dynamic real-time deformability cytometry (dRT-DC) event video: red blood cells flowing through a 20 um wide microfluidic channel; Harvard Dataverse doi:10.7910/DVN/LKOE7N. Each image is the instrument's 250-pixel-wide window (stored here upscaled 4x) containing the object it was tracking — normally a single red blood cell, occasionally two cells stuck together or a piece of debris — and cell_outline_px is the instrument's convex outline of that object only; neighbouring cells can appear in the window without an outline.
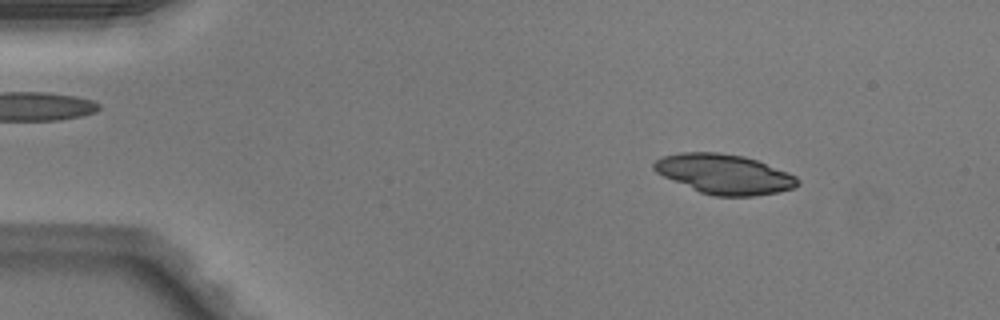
{"species": "Egyptian fruit bat (a non-hibernating species)", "species_latin": "Rousettus aegyptiacus", "temperature_condition": "warm", "stored_images_in_passage": 48, "camera_frame_rate_fps": 3000, "um_per_image_px": 0.085, "animal": {"sex": "male"}, "frame": {"image": 1, "passage_image": 6, "time_ms": 1.667, "image_size_px": [1000, 320], "cell_outline_px": [[800, 184], [792, 188], [776, 192], [752, 196], [716, 196], [700, 192], [664, 176], [656, 172], [652, 168], [652, 164], [656, 160], [664, 156], [680, 152], [720, 152], [744, 156], [756, 160], [788, 172], [796, 176], [800, 180]], "centroid_in_image_um": [61.56, 14.79], "position_along_channel_um": 23.4, "area_um2": 33.06}}